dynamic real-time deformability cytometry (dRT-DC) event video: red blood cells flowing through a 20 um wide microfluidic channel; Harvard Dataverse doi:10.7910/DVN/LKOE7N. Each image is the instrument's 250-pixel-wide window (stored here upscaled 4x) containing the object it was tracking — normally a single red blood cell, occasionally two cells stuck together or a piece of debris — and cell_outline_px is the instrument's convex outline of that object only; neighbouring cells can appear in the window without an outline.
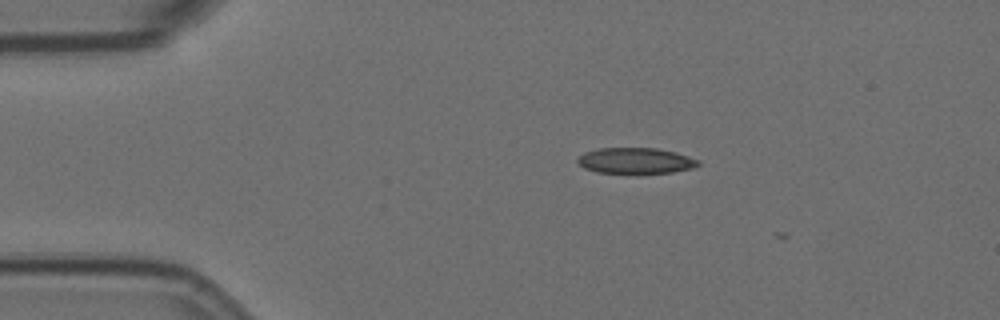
{"species": "Egyptian fruit bat (a non-hibernating species)", "species_latin": "Rousettus aegyptiacus", "temperature_condition": "room temperature", "stored_images_in_passage": 6, "camera_frame_rate_fps": 3000, "um_per_image_px": 0.085, "animal": {"sex": "female"}, "frame": {"image": 1, "passage_image": 1, "time_ms": 0.0, "image_size_px": [1000, 320], "cell_outline_px": [[700, 164], [692, 168], [672, 172], [596, 172], [584, 168], [576, 160], [584, 152], [600, 148], [656, 148], [676, 152], [700, 160]], "centroid_in_image_um": [54.04, 13.64], "position_along_channel_um": 31.0, "area_um2": 17.86}}